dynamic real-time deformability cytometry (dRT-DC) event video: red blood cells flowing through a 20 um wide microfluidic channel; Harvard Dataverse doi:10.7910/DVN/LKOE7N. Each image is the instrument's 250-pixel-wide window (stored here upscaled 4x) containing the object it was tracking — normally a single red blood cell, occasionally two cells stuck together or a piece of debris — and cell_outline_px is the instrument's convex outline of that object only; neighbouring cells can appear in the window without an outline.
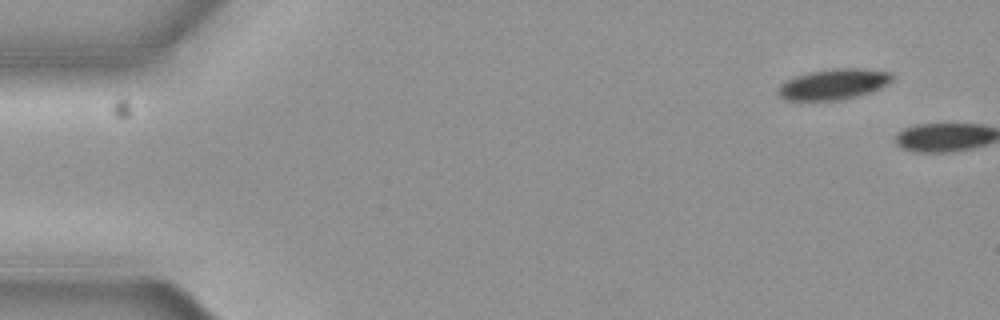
{"species": "common noctule bat (a hibernating species)", "species_latin": "Nyctalus noctula", "temperature_condition": "cold", "stored_images_in_passage": 2, "camera_frame_rate_fps": 3000, "um_per_image_px": 0.085, "animal": {"sex": "female", "body_mass_g": 19.3, "forearm_length_mm": 54.1}, "frame": {"image": 1, "passage_image": 1, "time_ms": 0.0, "image_size_px": [1000, 320], "cell_outline_px": [[892, 80], [888, 84], [880, 88], [856, 96], [840, 100], [788, 100], [780, 96], [780, 84], [796, 76], [808, 72], [832, 68], [860, 68], [892, 72]], "centroid_in_image_um": [70.89, 7.14], "position_along_channel_um": 14.1, "area_um2": 20.11}}